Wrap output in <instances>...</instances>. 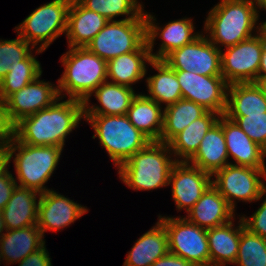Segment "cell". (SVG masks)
<instances>
[{
	"label": "cell",
	"instance_id": "obj_1",
	"mask_svg": "<svg viewBox=\"0 0 266 266\" xmlns=\"http://www.w3.org/2000/svg\"><path fill=\"white\" fill-rule=\"evenodd\" d=\"M60 98L49 107L22 118L14 126V137L32 146L64 147L65 138L84 119V102ZM58 102V103H57Z\"/></svg>",
	"mask_w": 266,
	"mask_h": 266
},
{
	"label": "cell",
	"instance_id": "obj_2",
	"mask_svg": "<svg viewBox=\"0 0 266 266\" xmlns=\"http://www.w3.org/2000/svg\"><path fill=\"white\" fill-rule=\"evenodd\" d=\"M257 9L255 0H221L205 20L208 39L226 48L249 39L259 18Z\"/></svg>",
	"mask_w": 266,
	"mask_h": 266
},
{
	"label": "cell",
	"instance_id": "obj_3",
	"mask_svg": "<svg viewBox=\"0 0 266 266\" xmlns=\"http://www.w3.org/2000/svg\"><path fill=\"white\" fill-rule=\"evenodd\" d=\"M168 144L151 141L118 167L119 178L133 190H153L170 185L169 177L174 161Z\"/></svg>",
	"mask_w": 266,
	"mask_h": 266
},
{
	"label": "cell",
	"instance_id": "obj_4",
	"mask_svg": "<svg viewBox=\"0 0 266 266\" xmlns=\"http://www.w3.org/2000/svg\"><path fill=\"white\" fill-rule=\"evenodd\" d=\"M64 73L58 79L60 98L63 90L70 99L88 102L94 90L107 81V61L87 47H69L62 55Z\"/></svg>",
	"mask_w": 266,
	"mask_h": 266
},
{
	"label": "cell",
	"instance_id": "obj_5",
	"mask_svg": "<svg viewBox=\"0 0 266 266\" xmlns=\"http://www.w3.org/2000/svg\"><path fill=\"white\" fill-rule=\"evenodd\" d=\"M94 129L100 144L117 168L151 140L139 131L127 115H84Z\"/></svg>",
	"mask_w": 266,
	"mask_h": 266
},
{
	"label": "cell",
	"instance_id": "obj_6",
	"mask_svg": "<svg viewBox=\"0 0 266 266\" xmlns=\"http://www.w3.org/2000/svg\"><path fill=\"white\" fill-rule=\"evenodd\" d=\"M6 148L9 162L18 151L14 158L17 180L20 182L17 186L32 188L40 193L48 191L44 184L56 169L63 148L32 146L19 142L15 137Z\"/></svg>",
	"mask_w": 266,
	"mask_h": 266
},
{
	"label": "cell",
	"instance_id": "obj_7",
	"mask_svg": "<svg viewBox=\"0 0 266 266\" xmlns=\"http://www.w3.org/2000/svg\"><path fill=\"white\" fill-rule=\"evenodd\" d=\"M72 0H53L36 8L24 21L15 27L17 33L33 49L38 43L37 54L42 53L60 35L66 33L68 11Z\"/></svg>",
	"mask_w": 266,
	"mask_h": 266
},
{
	"label": "cell",
	"instance_id": "obj_8",
	"mask_svg": "<svg viewBox=\"0 0 266 266\" xmlns=\"http://www.w3.org/2000/svg\"><path fill=\"white\" fill-rule=\"evenodd\" d=\"M146 41V19H121L109 21L86 47L108 61L137 51Z\"/></svg>",
	"mask_w": 266,
	"mask_h": 266
},
{
	"label": "cell",
	"instance_id": "obj_9",
	"mask_svg": "<svg viewBox=\"0 0 266 266\" xmlns=\"http://www.w3.org/2000/svg\"><path fill=\"white\" fill-rule=\"evenodd\" d=\"M158 220L165 226L170 253L194 266H210L207 229L190 223L185 217L159 216Z\"/></svg>",
	"mask_w": 266,
	"mask_h": 266
},
{
	"label": "cell",
	"instance_id": "obj_10",
	"mask_svg": "<svg viewBox=\"0 0 266 266\" xmlns=\"http://www.w3.org/2000/svg\"><path fill=\"white\" fill-rule=\"evenodd\" d=\"M212 177L216 178L212 180V185L233 210L236 207L234 199L252 202L261 199L266 193V185L260 179L266 178V169H255L229 162Z\"/></svg>",
	"mask_w": 266,
	"mask_h": 266
},
{
	"label": "cell",
	"instance_id": "obj_11",
	"mask_svg": "<svg viewBox=\"0 0 266 266\" xmlns=\"http://www.w3.org/2000/svg\"><path fill=\"white\" fill-rule=\"evenodd\" d=\"M256 36L227 47L221 52V74L228 84L255 82L264 48V29Z\"/></svg>",
	"mask_w": 266,
	"mask_h": 266
},
{
	"label": "cell",
	"instance_id": "obj_12",
	"mask_svg": "<svg viewBox=\"0 0 266 266\" xmlns=\"http://www.w3.org/2000/svg\"><path fill=\"white\" fill-rule=\"evenodd\" d=\"M221 48L207 36L201 35L192 43L173 50L163 60L175 71H194L204 76H222Z\"/></svg>",
	"mask_w": 266,
	"mask_h": 266
},
{
	"label": "cell",
	"instance_id": "obj_13",
	"mask_svg": "<svg viewBox=\"0 0 266 266\" xmlns=\"http://www.w3.org/2000/svg\"><path fill=\"white\" fill-rule=\"evenodd\" d=\"M182 99L193 101L207 111L223 115L227 106L228 83L223 76H204L194 71H175Z\"/></svg>",
	"mask_w": 266,
	"mask_h": 266
},
{
	"label": "cell",
	"instance_id": "obj_14",
	"mask_svg": "<svg viewBox=\"0 0 266 266\" xmlns=\"http://www.w3.org/2000/svg\"><path fill=\"white\" fill-rule=\"evenodd\" d=\"M211 177V174L187 161H177L169 177L177 209L184 208L188 212L212 184Z\"/></svg>",
	"mask_w": 266,
	"mask_h": 266
},
{
	"label": "cell",
	"instance_id": "obj_15",
	"mask_svg": "<svg viewBox=\"0 0 266 266\" xmlns=\"http://www.w3.org/2000/svg\"><path fill=\"white\" fill-rule=\"evenodd\" d=\"M39 77L41 75L5 100L9 118L14 125L60 98L58 87L39 80Z\"/></svg>",
	"mask_w": 266,
	"mask_h": 266
},
{
	"label": "cell",
	"instance_id": "obj_16",
	"mask_svg": "<svg viewBox=\"0 0 266 266\" xmlns=\"http://www.w3.org/2000/svg\"><path fill=\"white\" fill-rule=\"evenodd\" d=\"M38 198L37 226L42 235L47 230L54 232L69 226L88 211L85 206L50 189Z\"/></svg>",
	"mask_w": 266,
	"mask_h": 266
},
{
	"label": "cell",
	"instance_id": "obj_17",
	"mask_svg": "<svg viewBox=\"0 0 266 266\" xmlns=\"http://www.w3.org/2000/svg\"><path fill=\"white\" fill-rule=\"evenodd\" d=\"M144 16L146 19L147 44L152 59L163 60L173 50L192 43L200 36L198 33L193 34L194 26L191 19L183 18L171 21L161 30V28L153 22L156 18L154 19L151 14H147L146 12ZM159 30H161L160 33ZM158 35L163 42L159 51L153 54L154 40Z\"/></svg>",
	"mask_w": 266,
	"mask_h": 266
},
{
	"label": "cell",
	"instance_id": "obj_18",
	"mask_svg": "<svg viewBox=\"0 0 266 266\" xmlns=\"http://www.w3.org/2000/svg\"><path fill=\"white\" fill-rule=\"evenodd\" d=\"M222 128L225 137L228 158L235 160L234 165L266 169V151L256 144L233 120L222 115Z\"/></svg>",
	"mask_w": 266,
	"mask_h": 266
},
{
	"label": "cell",
	"instance_id": "obj_19",
	"mask_svg": "<svg viewBox=\"0 0 266 266\" xmlns=\"http://www.w3.org/2000/svg\"><path fill=\"white\" fill-rule=\"evenodd\" d=\"M187 213L190 223L204 229L224 225L234 217V210L212 184Z\"/></svg>",
	"mask_w": 266,
	"mask_h": 266
},
{
	"label": "cell",
	"instance_id": "obj_20",
	"mask_svg": "<svg viewBox=\"0 0 266 266\" xmlns=\"http://www.w3.org/2000/svg\"><path fill=\"white\" fill-rule=\"evenodd\" d=\"M108 22L97 12L85 8L78 0H72L66 30L68 47H86Z\"/></svg>",
	"mask_w": 266,
	"mask_h": 266
},
{
	"label": "cell",
	"instance_id": "obj_21",
	"mask_svg": "<svg viewBox=\"0 0 266 266\" xmlns=\"http://www.w3.org/2000/svg\"><path fill=\"white\" fill-rule=\"evenodd\" d=\"M228 151L222 128V115L200 142L197 152L187 161L213 175L228 165ZM227 161V162H226Z\"/></svg>",
	"mask_w": 266,
	"mask_h": 266
},
{
	"label": "cell",
	"instance_id": "obj_22",
	"mask_svg": "<svg viewBox=\"0 0 266 266\" xmlns=\"http://www.w3.org/2000/svg\"><path fill=\"white\" fill-rule=\"evenodd\" d=\"M100 106L84 102V115H127L133 98L137 95L132 87L109 81L100 84L93 92Z\"/></svg>",
	"mask_w": 266,
	"mask_h": 266
},
{
	"label": "cell",
	"instance_id": "obj_23",
	"mask_svg": "<svg viewBox=\"0 0 266 266\" xmlns=\"http://www.w3.org/2000/svg\"><path fill=\"white\" fill-rule=\"evenodd\" d=\"M152 60L147 41L137 50L107 61V79H112V83L131 87L144 78L146 74V64Z\"/></svg>",
	"mask_w": 266,
	"mask_h": 266
},
{
	"label": "cell",
	"instance_id": "obj_24",
	"mask_svg": "<svg viewBox=\"0 0 266 266\" xmlns=\"http://www.w3.org/2000/svg\"><path fill=\"white\" fill-rule=\"evenodd\" d=\"M37 193L41 194L32 188L16 186L10 200L1 211L7 230L37 225Z\"/></svg>",
	"mask_w": 266,
	"mask_h": 266
},
{
	"label": "cell",
	"instance_id": "obj_25",
	"mask_svg": "<svg viewBox=\"0 0 266 266\" xmlns=\"http://www.w3.org/2000/svg\"><path fill=\"white\" fill-rule=\"evenodd\" d=\"M232 221L207 229L210 266H225L226 263L234 264L236 261L244 222L241 218L239 226L233 229Z\"/></svg>",
	"mask_w": 266,
	"mask_h": 266
},
{
	"label": "cell",
	"instance_id": "obj_26",
	"mask_svg": "<svg viewBox=\"0 0 266 266\" xmlns=\"http://www.w3.org/2000/svg\"><path fill=\"white\" fill-rule=\"evenodd\" d=\"M45 245L41 230L31 225L16 230H6L0 239V251L6 263L20 262Z\"/></svg>",
	"mask_w": 266,
	"mask_h": 266
},
{
	"label": "cell",
	"instance_id": "obj_27",
	"mask_svg": "<svg viewBox=\"0 0 266 266\" xmlns=\"http://www.w3.org/2000/svg\"><path fill=\"white\" fill-rule=\"evenodd\" d=\"M168 252L167 232L165 226L158 220L156 226L135 242L123 266H151Z\"/></svg>",
	"mask_w": 266,
	"mask_h": 266
},
{
	"label": "cell",
	"instance_id": "obj_28",
	"mask_svg": "<svg viewBox=\"0 0 266 266\" xmlns=\"http://www.w3.org/2000/svg\"><path fill=\"white\" fill-rule=\"evenodd\" d=\"M129 121L151 141H160L163 130L164 111L146 95L137 94L128 109Z\"/></svg>",
	"mask_w": 266,
	"mask_h": 266
},
{
	"label": "cell",
	"instance_id": "obj_29",
	"mask_svg": "<svg viewBox=\"0 0 266 266\" xmlns=\"http://www.w3.org/2000/svg\"><path fill=\"white\" fill-rule=\"evenodd\" d=\"M266 112V97L255 82L228 85L225 116H245Z\"/></svg>",
	"mask_w": 266,
	"mask_h": 266
},
{
	"label": "cell",
	"instance_id": "obj_30",
	"mask_svg": "<svg viewBox=\"0 0 266 266\" xmlns=\"http://www.w3.org/2000/svg\"><path fill=\"white\" fill-rule=\"evenodd\" d=\"M220 114L207 111L202 117L191 122L167 144L179 161H188L198 150L200 142L209 129L218 121ZM183 158V159H182Z\"/></svg>",
	"mask_w": 266,
	"mask_h": 266
},
{
	"label": "cell",
	"instance_id": "obj_31",
	"mask_svg": "<svg viewBox=\"0 0 266 266\" xmlns=\"http://www.w3.org/2000/svg\"><path fill=\"white\" fill-rule=\"evenodd\" d=\"M149 64L158 73L147 78V88L150 95L146 96L156 101L159 105L166 103V106L182 99V92L175 70L164 60L152 59Z\"/></svg>",
	"mask_w": 266,
	"mask_h": 266
},
{
	"label": "cell",
	"instance_id": "obj_32",
	"mask_svg": "<svg viewBox=\"0 0 266 266\" xmlns=\"http://www.w3.org/2000/svg\"><path fill=\"white\" fill-rule=\"evenodd\" d=\"M163 130L160 142L168 143L191 122L202 117L207 110L193 101L180 99L164 108Z\"/></svg>",
	"mask_w": 266,
	"mask_h": 266
},
{
	"label": "cell",
	"instance_id": "obj_33",
	"mask_svg": "<svg viewBox=\"0 0 266 266\" xmlns=\"http://www.w3.org/2000/svg\"><path fill=\"white\" fill-rule=\"evenodd\" d=\"M8 68L9 72L0 82V99L3 101L42 74L40 63L32 53L23 61L12 64Z\"/></svg>",
	"mask_w": 266,
	"mask_h": 266
},
{
	"label": "cell",
	"instance_id": "obj_34",
	"mask_svg": "<svg viewBox=\"0 0 266 266\" xmlns=\"http://www.w3.org/2000/svg\"><path fill=\"white\" fill-rule=\"evenodd\" d=\"M85 8L97 12L108 21L126 15L125 20L145 19L142 4L137 0H78Z\"/></svg>",
	"mask_w": 266,
	"mask_h": 266
},
{
	"label": "cell",
	"instance_id": "obj_35",
	"mask_svg": "<svg viewBox=\"0 0 266 266\" xmlns=\"http://www.w3.org/2000/svg\"><path fill=\"white\" fill-rule=\"evenodd\" d=\"M234 264L239 266H266V238L241 229L238 253Z\"/></svg>",
	"mask_w": 266,
	"mask_h": 266
},
{
	"label": "cell",
	"instance_id": "obj_36",
	"mask_svg": "<svg viewBox=\"0 0 266 266\" xmlns=\"http://www.w3.org/2000/svg\"><path fill=\"white\" fill-rule=\"evenodd\" d=\"M29 45L19 34L17 39L0 40V82L9 72L10 65L23 61L32 52L33 47Z\"/></svg>",
	"mask_w": 266,
	"mask_h": 266
},
{
	"label": "cell",
	"instance_id": "obj_37",
	"mask_svg": "<svg viewBox=\"0 0 266 266\" xmlns=\"http://www.w3.org/2000/svg\"><path fill=\"white\" fill-rule=\"evenodd\" d=\"M266 151V112L262 114H245V116H226Z\"/></svg>",
	"mask_w": 266,
	"mask_h": 266
},
{
	"label": "cell",
	"instance_id": "obj_38",
	"mask_svg": "<svg viewBox=\"0 0 266 266\" xmlns=\"http://www.w3.org/2000/svg\"><path fill=\"white\" fill-rule=\"evenodd\" d=\"M241 218L246 229L253 234L266 238V199L251 217L243 216Z\"/></svg>",
	"mask_w": 266,
	"mask_h": 266
},
{
	"label": "cell",
	"instance_id": "obj_39",
	"mask_svg": "<svg viewBox=\"0 0 266 266\" xmlns=\"http://www.w3.org/2000/svg\"><path fill=\"white\" fill-rule=\"evenodd\" d=\"M14 126L9 118L5 101L0 99V147H7L14 139Z\"/></svg>",
	"mask_w": 266,
	"mask_h": 266
},
{
	"label": "cell",
	"instance_id": "obj_40",
	"mask_svg": "<svg viewBox=\"0 0 266 266\" xmlns=\"http://www.w3.org/2000/svg\"><path fill=\"white\" fill-rule=\"evenodd\" d=\"M18 183L8 169L0 175V211H2Z\"/></svg>",
	"mask_w": 266,
	"mask_h": 266
},
{
	"label": "cell",
	"instance_id": "obj_41",
	"mask_svg": "<svg viewBox=\"0 0 266 266\" xmlns=\"http://www.w3.org/2000/svg\"><path fill=\"white\" fill-rule=\"evenodd\" d=\"M50 259L51 258L49 257L46 247L43 246L36 252L21 260L19 262V266H52Z\"/></svg>",
	"mask_w": 266,
	"mask_h": 266
},
{
	"label": "cell",
	"instance_id": "obj_42",
	"mask_svg": "<svg viewBox=\"0 0 266 266\" xmlns=\"http://www.w3.org/2000/svg\"><path fill=\"white\" fill-rule=\"evenodd\" d=\"M151 266H194L191 262L170 252L156 260Z\"/></svg>",
	"mask_w": 266,
	"mask_h": 266
},
{
	"label": "cell",
	"instance_id": "obj_43",
	"mask_svg": "<svg viewBox=\"0 0 266 266\" xmlns=\"http://www.w3.org/2000/svg\"><path fill=\"white\" fill-rule=\"evenodd\" d=\"M263 77H266V30L265 29H264V48L261 55V62L256 82Z\"/></svg>",
	"mask_w": 266,
	"mask_h": 266
},
{
	"label": "cell",
	"instance_id": "obj_44",
	"mask_svg": "<svg viewBox=\"0 0 266 266\" xmlns=\"http://www.w3.org/2000/svg\"><path fill=\"white\" fill-rule=\"evenodd\" d=\"M9 158L6 147H0V175L3 174L8 168Z\"/></svg>",
	"mask_w": 266,
	"mask_h": 266
},
{
	"label": "cell",
	"instance_id": "obj_45",
	"mask_svg": "<svg viewBox=\"0 0 266 266\" xmlns=\"http://www.w3.org/2000/svg\"><path fill=\"white\" fill-rule=\"evenodd\" d=\"M255 4H257V6L259 8H263V10H266V0H255ZM259 28L261 29H265L266 28V21L261 23V25L259 26Z\"/></svg>",
	"mask_w": 266,
	"mask_h": 266
},
{
	"label": "cell",
	"instance_id": "obj_46",
	"mask_svg": "<svg viewBox=\"0 0 266 266\" xmlns=\"http://www.w3.org/2000/svg\"><path fill=\"white\" fill-rule=\"evenodd\" d=\"M256 84L260 87L262 90L264 96L266 97V77L260 78Z\"/></svg>",
	"mask_w": 266,
	"mask_h": 266
},
{
	"label": "cell",
	"instance_id": "obj_47",
	"mask_svg": "<svg viewBox=\"0 0 266 266\" xmlns=\"http://www.w3.org/2000/svg\"><path fill=\"white\" fill-rule=\"evenodd\" d=\"M4 230L6 231L7 229H6V226H5L3 214L0 211V239L5 234V233H2Z\"/></svg>",
	"mask_w": 266,
	"mask_h": 266
}]
</instances>
